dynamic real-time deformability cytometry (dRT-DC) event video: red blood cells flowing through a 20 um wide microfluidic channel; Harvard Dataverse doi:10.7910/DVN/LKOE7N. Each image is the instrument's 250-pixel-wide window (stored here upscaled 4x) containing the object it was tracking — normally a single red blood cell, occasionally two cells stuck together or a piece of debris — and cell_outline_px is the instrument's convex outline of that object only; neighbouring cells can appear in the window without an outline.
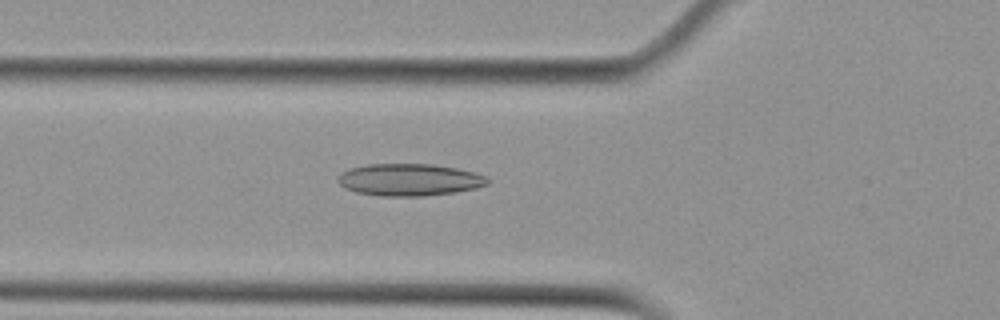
{"species": "Egyptian fruit bat (a non-hibernating species)", "species_latin": "Rousettus aegyptiacus", "temperature_condition": "cold", "stored_images_in_passage": 51, "camera_frame_rate_fps": 3000, "um_per_image_px": 0.085, "animal": {"sex": "female"}, "frame": {"image": 1, "passage_image": 19, "time_ms": 6.0, "image_size_px": [1000, 320], "cell_outline_px": [[488, 184], [476, 188], [456, 192], [424, 196], [380, 196], [356, 192], [344, 188], [336, 180], [336, 176], [340, 172], [348, 168], [368, 164], [432, 164], [456, 168], [476, 172], [488, 176]], "centroid_in_image_um": [34.77, 15.27], "position_along_channel_um": 91.0, "area_um2": 28.38}}
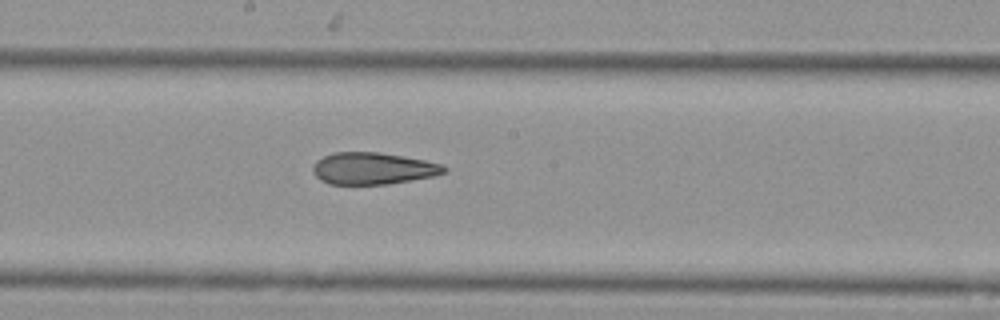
{"frame": {"image": 2, "passage_image": 29, "time_ms": 9.333, "image_size_px": [1000, 320], "cell_outline_px": [[448, 172], [432, 176], [412, 180], [388, 184], [328, 184], [320, 180], [312, 172], [312, 168], [316, 160], [324, 156], [336, 152], [380, 152], [404, 156], [444, 164], [448, 168]], "centroid_in_image_um": [31.72, 14.31], "position_along_channel_um": 216.5, "area_um2": 24.57}}
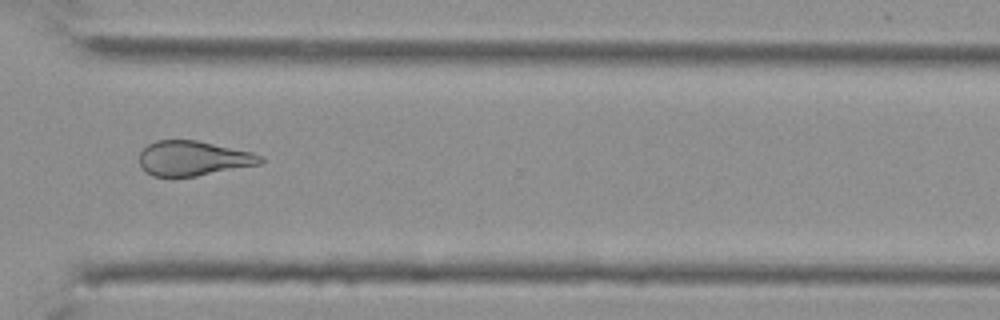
{"frame": {"image": 3, "passage_image": 40, "time_ms": 13.0, "image_size_px": [1000, 320], "cell_outline_px": [[264, 160], [260, 164], [196, 176], [152, 176], [144, 172], [140, 168], [140, 152], [148, 144], [156, 140], [196, 140], [252, 152], [264, 156]], "centroid_in_image_um": [16.41, 13.46], "position_along_channel_um": 354.2, "area_um2": 24.57}}